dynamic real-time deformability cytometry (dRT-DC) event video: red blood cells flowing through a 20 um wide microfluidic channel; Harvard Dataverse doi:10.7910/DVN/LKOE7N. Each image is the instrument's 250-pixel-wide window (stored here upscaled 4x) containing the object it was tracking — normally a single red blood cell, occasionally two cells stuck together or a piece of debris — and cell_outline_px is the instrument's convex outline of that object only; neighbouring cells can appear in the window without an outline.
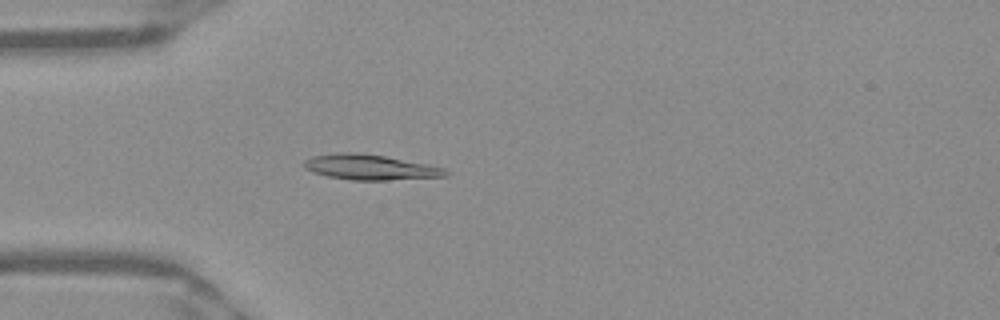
{"species": "Egyptian fruit bat (a non-hibernating species)", "species_latin": "Rousettus aegyptiacus", "temperature_condition": "warm", "stored_images_in_passage": 50, "camera_frame_rate_fps": 3000, "um_per_image_px": 0.085, "frame": {"image": 1, "passage_image": 14, "time_ms": 4.333, "image_size_px": [1000, 320], "cell_outline_px": [[448, 176], [388, 180], [352, 180], [328, 176], [312, 172], [304, 168], [304, 160], [312, 156], [340, 152], [352, 152], [384, 156], [428, 164], [444, 168], [448, 172]], "centroid_in_image_um": [31.45, 14.21], "position_along_channel_um": 53.6, "area_um2": 20.75}}
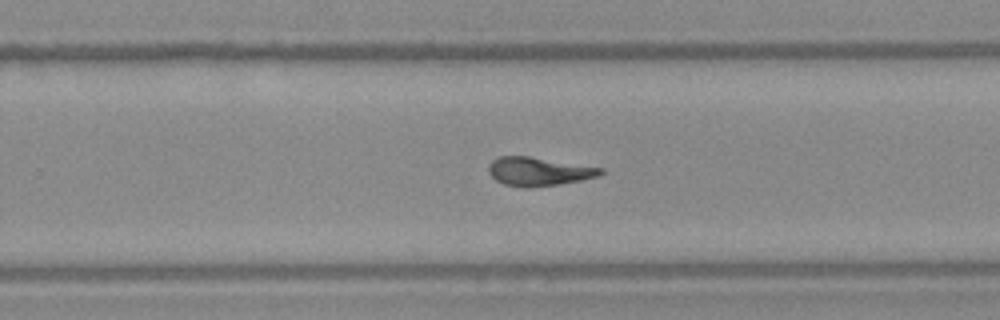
{"frame": {"image": 2, "passage_image": 32, "time_ms": 10.333, "image_size_px": [1000, 320], "cell_outline_px": [[604, 172], [600, 176], [580, 180], [556, 184], [524, 188], [504, 184], [496, 180], [488, 172], [488, 164], [496, 156], [528, 156], [604, 168]], "centroid_in_image_um": [45.76, 14.56], "position_along_channel_um": 284.0, "area_um2": 18.61}}
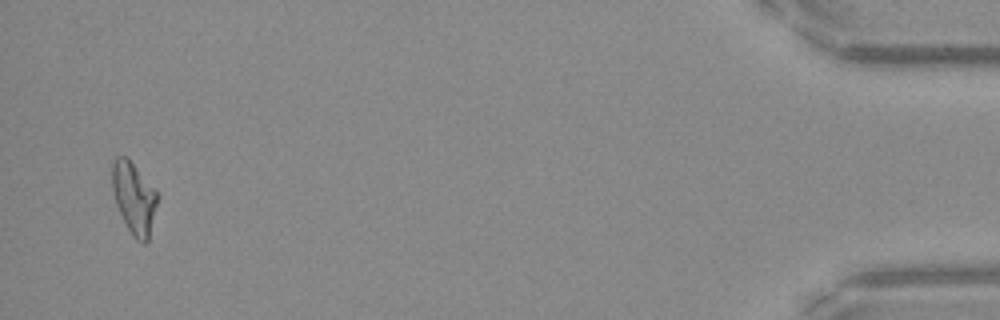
{"frame": {"image": 3, "passage_image": 49, "time_ms": 16.0, "image_size_px": [1000, 320], "cell_outline_px": [[156, 204], [148, 240], [144, 244], [136, 240], [132, 236], [116, 204], [112, 188], [112, 164], [116, 156], [124, 156], [156, 188]], "centroid_in_image_um": [11.37, 16.83], "position_along_channel_um": 423.8, "area_um2": 18.38}, "authors_computed_cell_mechanics": {"area_um2": 18.9006, "velocity_mm_per_s": 3.954, "shape_relaxation_time_tau1_ms": null, "shape_relaxation_time_tau2_ms": 2.6572, "deformation_change_tau1": null, "deformation_change_tau2": 0.1048}}